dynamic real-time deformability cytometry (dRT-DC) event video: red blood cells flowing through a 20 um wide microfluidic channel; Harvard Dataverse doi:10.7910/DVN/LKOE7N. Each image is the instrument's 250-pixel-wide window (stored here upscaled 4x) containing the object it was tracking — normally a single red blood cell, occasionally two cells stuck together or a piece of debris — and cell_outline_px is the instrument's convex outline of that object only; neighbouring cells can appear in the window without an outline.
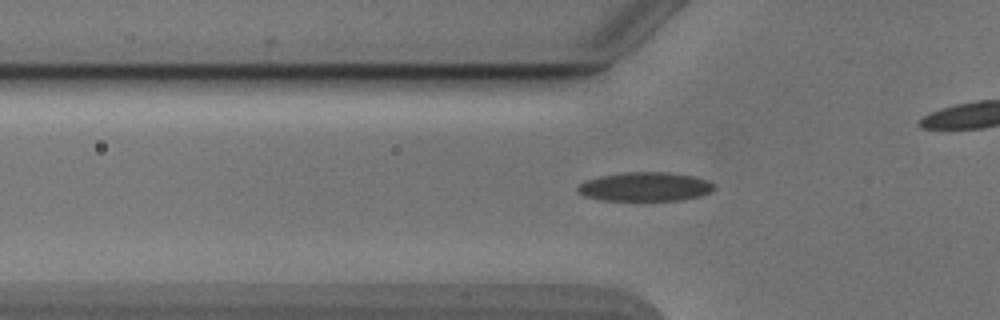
{"species": "Egyptian fruit bat (a non-hibernating species)", "species_latin": "Rousettus aegyptiacus", "temperature_condition": "cold", "stored_images_in_passage": 37, "camera_frame_rate_fps": 3000, "um_per_image_px": 0.085, "animal": {"sex": "male"}, "frame": {"image": 1, "passage_image": 8, "time_ms": 2.333, "image_size_px": [1000, 320], "cell_outline_px": [[716, 188], [700, 196], [680, 200], [600, 200], [584, 196], [576, 188], [584, 180], [600, 176], [624, 172], [668, 172], [692, 176], [708, 180]], "centroid_in_image_um": [54.81, 15.86], "position_along_channel_um": 71.0, "area_um2": 22.95}}
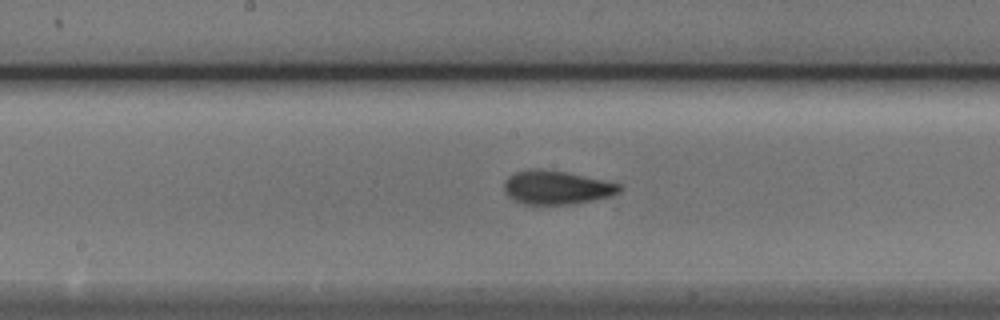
{"frame": {"image": 2, "passage_image": 18, "time_ms": 5.667, "image_size_px": [1000, 320], "cell_outline_px": [[624, 188], [620, 192], [608, 196], [592, 200], [572, 204], [524, 204], [508, 196], [504, 192], [504, 180], [508, 176], [516, 172], [532, 168], [540, 168], [568, 172], [604, 180], [620, 184]], "centroid_in_image_um": [47.3, 15.92], "position_along_channel_um": 200.9, "area_um2": 22.72}}
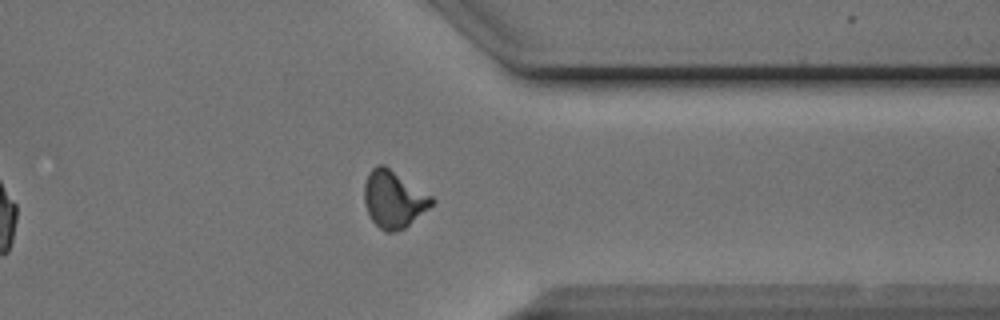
{"frame": {"image": 3, "passage_image": 32, "time_ms": 10.333, "image_size_px": [1000, 320], "cell_outline_px": [[436, 200], [428, 208], [404, 228], [396, 232], [384, 232], [372, 220], [364, 204], [364, 184], [368, 172], [376, 164], [384, 164], [432, 196]], "centroid_in_image_um": [33.43, 16.92], "position_along_channel_um": 378.0, "area_um2": 22.37}, "authors_computed_cell_mechanics": {"area_um2": 22.3108, "velocity_mm_per_s": 3.8901, "shape_relaxation_time_tau1_ms": 3.9525, "shape_relaxation_time_tau2_ms": 1.2212, "deformation_change_tau1": 0.1485, "deformation_change_tau2": 0.0658}}